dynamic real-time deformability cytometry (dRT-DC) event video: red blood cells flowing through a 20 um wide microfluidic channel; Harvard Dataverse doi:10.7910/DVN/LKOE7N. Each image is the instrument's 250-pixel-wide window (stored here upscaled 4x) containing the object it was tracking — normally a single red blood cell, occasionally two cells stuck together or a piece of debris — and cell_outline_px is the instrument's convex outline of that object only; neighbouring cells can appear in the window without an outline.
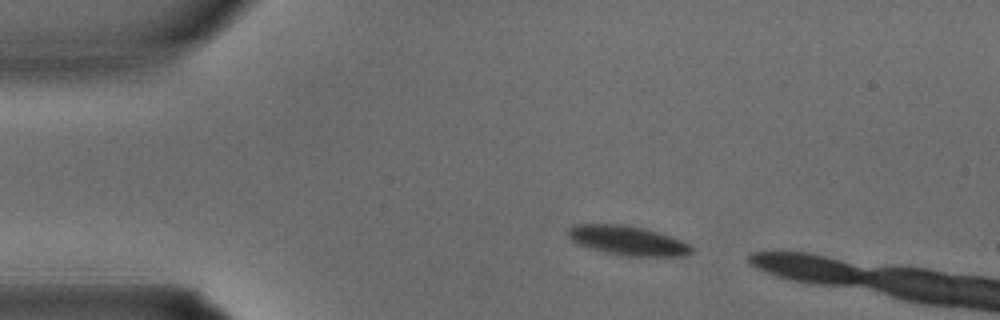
{"species": "common noctule bat (a hibernating species)", "species_latin": "Nyctalus noctula", "temperature_condition": "warm", "stored_images_in_passage": 2, "camera_frame_rate_fps": 3000, "um_per_image_px": 0.085, "animal": {"sex": "male", "body_mass_g": 15.6}, "frame": {"image": 1, "passage_image": 1, "time_ms": 0.0, "image_size_px": [1000, 320], "cell_outline_px": [[692, 252], [688, 256], [628, 256], [608, 252], [592, 248], [580, 244], [572, 240], [568, 236], [568, 228], [576, 224], [624, 224], [644, 228], [680, 240], [688, 244], [692, 248]], "centroid_in_image_um": [53.36, 20.44], "position_along_channel_um": 31.6, "area_um2": 20.75}}